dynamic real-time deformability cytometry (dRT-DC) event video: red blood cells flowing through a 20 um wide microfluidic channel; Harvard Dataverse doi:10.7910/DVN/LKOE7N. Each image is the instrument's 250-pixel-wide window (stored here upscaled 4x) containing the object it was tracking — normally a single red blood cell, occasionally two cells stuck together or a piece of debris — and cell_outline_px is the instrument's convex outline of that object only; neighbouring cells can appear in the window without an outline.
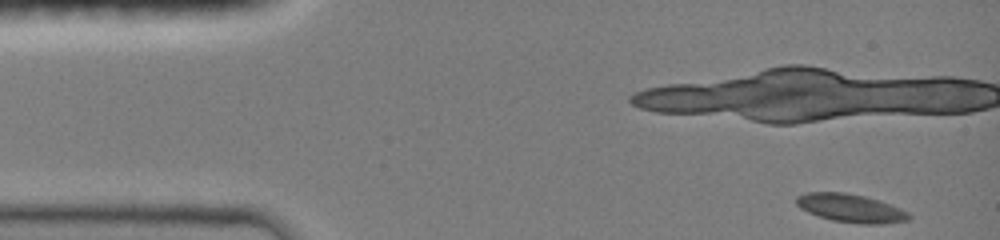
{"species": "common noctule bat (a hibernating species)", "species_latin": "Nyctalus noctula", "temperature_condition": "room temperature", "stored_images_in_passage": 11, "camera_frame_rate_fps": 3000, "um_per_image_px": 0.085, "animal": {"sex": "female", "body_mass_g": 19.0, "forearm_length_mm": 51.5}, "frame": {"image": 1, "passage_image": 1, "time_ms": 0.0, "image_size_px": [1000, 240], "cell_outline_px": [[912, 216], [908, 220], [880, 224], [860, 224], [832, 220], [808, 212], [800, 208], [796, 204], [796, 196], [808, 192], [844, 192], [864, 196], [892, 204], [908, 212]], "centroid_in_image_um": [72.32, 17.69], "position_along_channel_um": 12.7, "area_um2": 18.55}}